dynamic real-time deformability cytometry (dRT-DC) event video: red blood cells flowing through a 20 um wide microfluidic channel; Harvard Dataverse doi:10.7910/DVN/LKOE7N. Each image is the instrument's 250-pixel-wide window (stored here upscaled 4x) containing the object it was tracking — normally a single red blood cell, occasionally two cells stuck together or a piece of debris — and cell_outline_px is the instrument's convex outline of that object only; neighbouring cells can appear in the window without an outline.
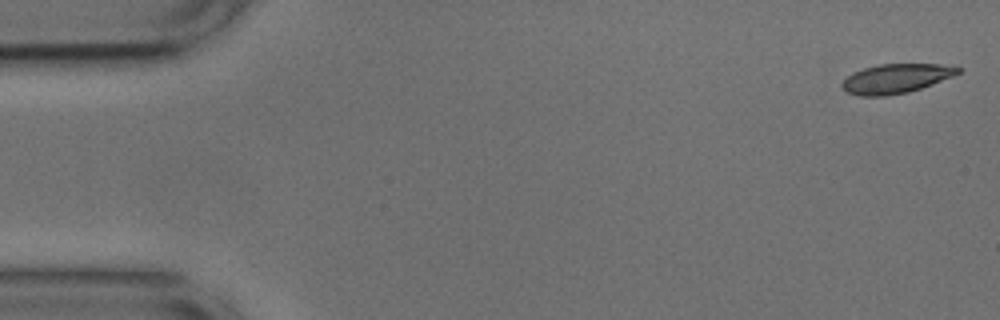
{"species": "common noctule bat (a hibernating species)", "species_latin": "Nyctalus noctula", "temperature_condition": "cold", "stored_images_in_passage": 53, "camera_frame_rate_fps": 3000, "um_per_image_px": 0.085, "animal": {"sex": "male", "body_mass_g": 17.9, "forearm_length_mm": 54.2}, "frame": {"image": 1, "passage_image": 1, "time_ms": 0.0, "image_size_px": [1000, 320], "cell_outline_px": [[964, 68], [960, 72], [952, 76], [920, 88], [908, 92], [884, 96], [860, 96], [848, 92], [840, 88], [840, 84], [852, 72], [864, 68], [880, 64], [952, 64]], "centroid_in_image_um": [76.16, 6.66], "position_along_channel_um": 8.8, "area_um2": 19.88}}
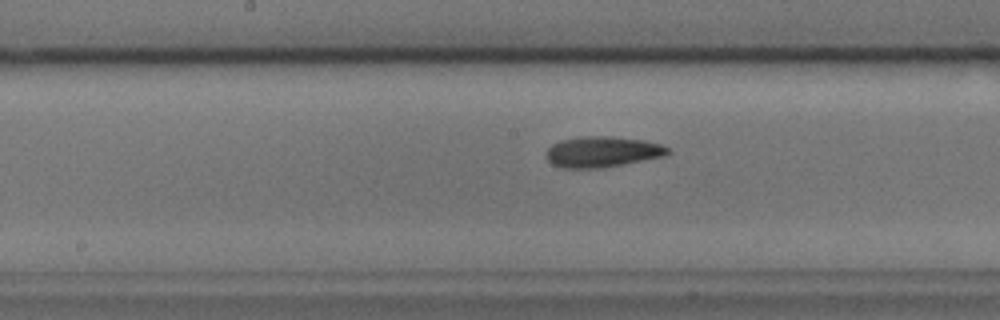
{"frame": {"image": 2, "passage_image": 26, "time_ms": 8.333, "image_size_px": [1000, 320], "cell_outline_px": [[672, 152], [664, 156], [604, 168], [560, 168], [552, 164], [544, 156], [548, 148], [552, 144], [560, 140], [580, 136], [608, 136], [644, 140], [660, 144], [668, 148]], "centroid_in_image_um": [51.16, 12.91], "position_along_channel_um": 197.0, "area_um2": 22.02}}
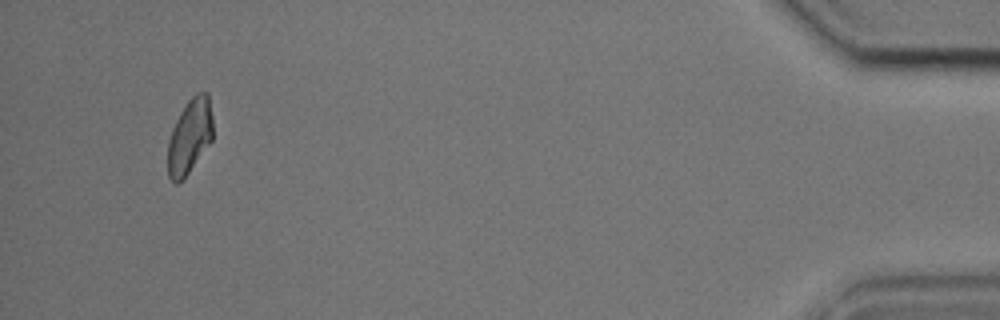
{"frame": {"image": 3, "passage_image": 50, "time_ms": 16.333, "image_size_px": [1000, 320], "cell_outline_px": [[212, 140], [188, 172], [176, 184], [168, 176], [168, 140], [172, 128], [180, 112], [188, 100], [196, 92], [208, 92], [212, 116]], "centroid_in_image_um": [16.12, 11.54], "position_along_channel_um": 419.1, "area_um2": 19.42}, "authors_computed_cell_mechanics": {"area_um2": 20.808, "velocity_mm_per_s": 3.7328, "shape_relaxation_time_tau1_ms": 3.6043, "shape_relaxation_time_tau2_ms": 9.5374, "deformation_change_tau1": 0.1332, "deformation_change_tau2": 0.197}}